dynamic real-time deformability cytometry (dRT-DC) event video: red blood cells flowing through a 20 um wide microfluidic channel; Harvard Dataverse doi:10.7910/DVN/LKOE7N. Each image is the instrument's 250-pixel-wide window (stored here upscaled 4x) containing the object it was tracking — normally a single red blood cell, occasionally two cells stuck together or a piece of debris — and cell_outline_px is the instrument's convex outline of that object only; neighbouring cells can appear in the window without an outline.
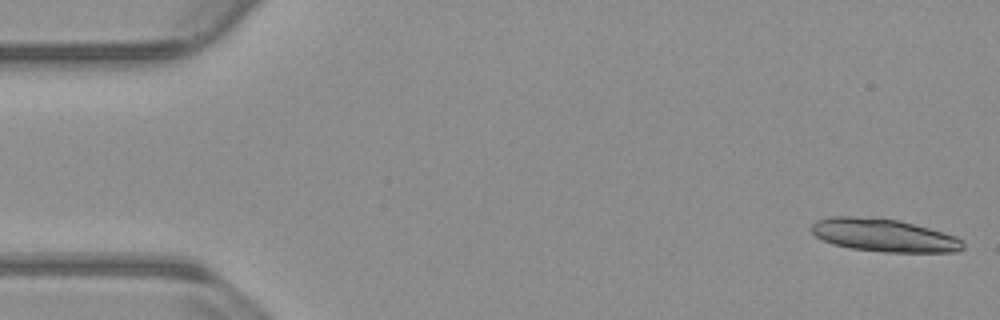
{"species": "common noctule bat (a hibernating species)", "species_latin": "Nyctalus noctula", "temperature_condition": "warm", "stored_images_in_passage": 54, "camera_frame_rate_fps": 3000, "um_per_image_px": 0.085, "animal": {"sex": "male", "body_mass_g": 23.1, "forearm_length_mm": 52.7}, "frame": {"image": 1, "passage_image": 1, "time_ms": 0.0, "image_size_px": [1000, 320], "cell_outline_px": [[964, 248], [956, 252], [884, 252], [848, 248], [832, 244], [816, 236], [812, 232], [812, 224], [816, 220], [828, 216], [880, 216], [900, 220], [956, 236], [964, 240]], "centroid_in_image_um": [75.12, 19.98], "position_along_channel_um": 9.9, "area_um2": 29.54}}
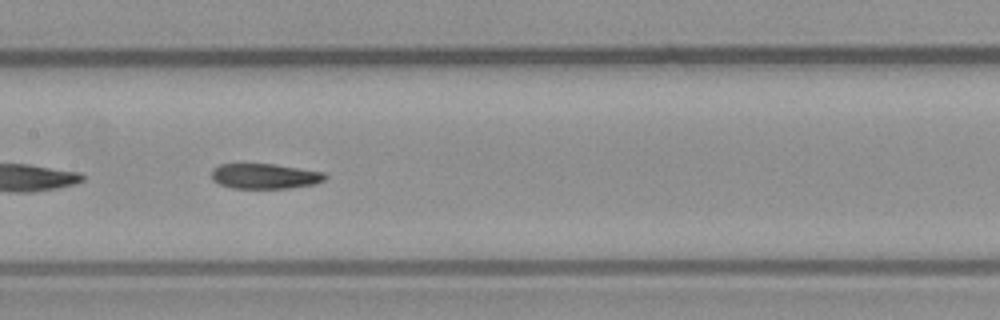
{"frame": {"image": 2, "passage_image": 26, "time_ms": 8.333, "image_size_px": [1000, 320], "cell_outline_px": [[328, 176], [324, 180], [316, 184], [292, 188], [232, 188], [220, 184], [212, 180], [212, 168], [220, 164], [272, 164], [324, 172]], "centroid_in_image_um": [22.52, 14.98], "position_along_channel_um": 184.9, "area_um2": 16.7}}
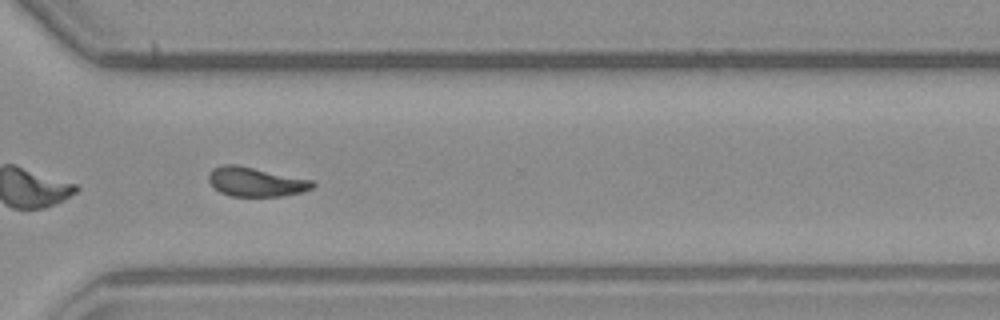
{"frame": {"image": 3, "passage_image": 39, "time_ms": 12.667, "image_size_px": [1000, 320], "cell_outline_px": [[316, 184], [312, 188], [304, 192], [280, 196], [232, 196], [220, 192], [208, 180], [208, 172], [212, 168], [220, 164], [236, 164], [312, 180]], "centroid_in_image_um": [21.72, 15.44], "position_along_channel_um": 348.9, "area_um2": 17.74}, "authors_computed_cell_mechanics": {"area_um2": 18.0047, "velocity_mm_per_s": 3.7922, "shape_relaxation_time_tau1_ms": 11.3715, "shape_relaxation_time_tau2_ms": null, "deformation_change_tau1": 0.2595, "deformation_change_tau2": null}}